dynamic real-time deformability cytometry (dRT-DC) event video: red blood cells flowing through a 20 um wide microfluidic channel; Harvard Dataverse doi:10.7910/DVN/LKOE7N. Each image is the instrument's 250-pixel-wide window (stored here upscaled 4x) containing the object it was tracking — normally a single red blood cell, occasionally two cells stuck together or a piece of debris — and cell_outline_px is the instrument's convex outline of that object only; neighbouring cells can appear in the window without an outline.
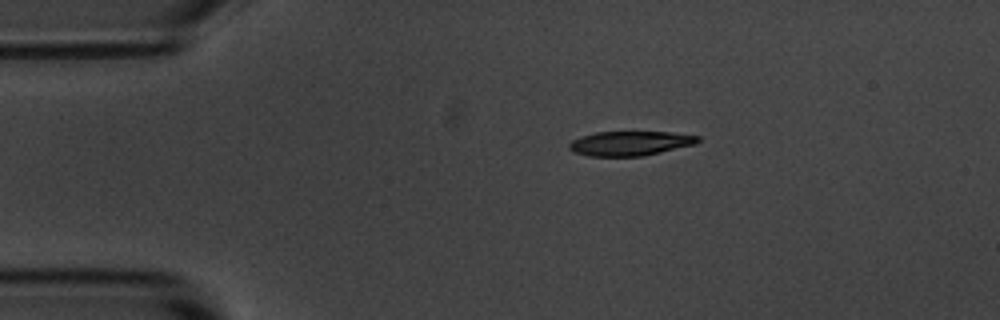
{"species": "common noctule bat (a hibernating species)", "species_latin": "Nyctalus noctula", "temperature_condition": "room temperature", "stored_images_in_passage": 46, "camera_frame_rate_fps": 3000, "um_per_image_px": 0.085, "animal": {"sex": "male", "body_mass_g": 20.1, "forearm_length_mm": 53.5}, "frame": {"image": 1, "passage_image": 1, "time_ms": 0.0, "image_size_px": [1000, 320], "cell_outline_px": [[700, 140], [696, 144], [660, 152], [640, 156], [588, 156], [572, 152], [568, 148], [568, 144], [572, 140], [580, 136], [596, 132], [672, 132], [700, 136]], "centroid_in_image_um": [53.53, 12.18], "position_along_channel_um": 31.5, "area_um2": 18.44}}
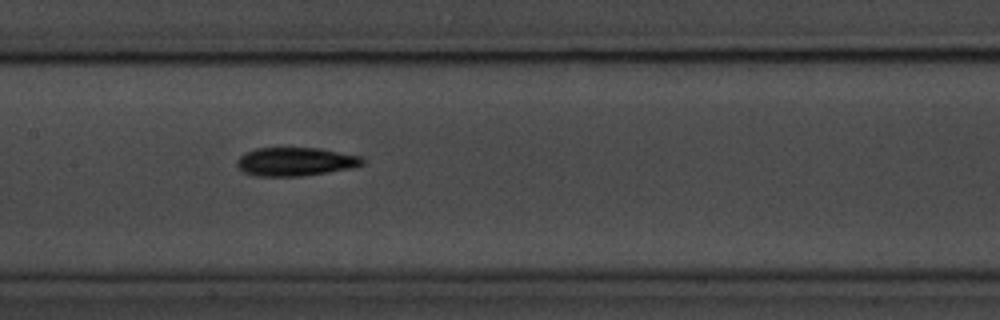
{"frame": {"image": 2, "passage_image": 17, "time_ms": 5.333, "image_size_px": [1000, 320], "cell_outline_px": [[364, 164], [352, 168], [304, 176], [256, 176], [244, 172], [236, 164], [236, 160], [244, 152], [256, 148], [320, 148], [360, 156], [364, 160]], "centroid_in_image_um": [25.1, 13.74], "position_along_channel_um": 182.3, "area_um2": 20.92}}
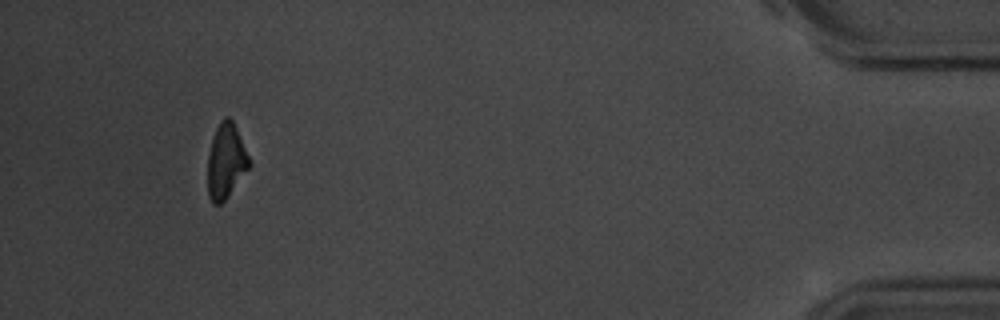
{"frame": {"image": 3, "passage_image": 42, "time_ms": 13.667, "image_size_px": [1000, 320], "cell_outline_px": [[252, 164], [228, 196], [220, 204], [212, 204], [208, 196], [208, 152], [216, 128], [220, 120], [224, 116], [228, 116], [232, 120], [252, 160]], "centroid_in_image_um": [19.22, 13.69], "position_along_channel_um": 416.0, "area_um2": 18.26}, "authors_computed_cell_mechanics": {"area_um2": 19.652, "velocity_mm_per_s": 3.6358, "shape_relaxation_time_tau1_ms": 4.4697, "shape_relaxation_time_tau2_ms": null, "deformation_change_tau1": 0.1654, "deformation_change_tau2": null}}